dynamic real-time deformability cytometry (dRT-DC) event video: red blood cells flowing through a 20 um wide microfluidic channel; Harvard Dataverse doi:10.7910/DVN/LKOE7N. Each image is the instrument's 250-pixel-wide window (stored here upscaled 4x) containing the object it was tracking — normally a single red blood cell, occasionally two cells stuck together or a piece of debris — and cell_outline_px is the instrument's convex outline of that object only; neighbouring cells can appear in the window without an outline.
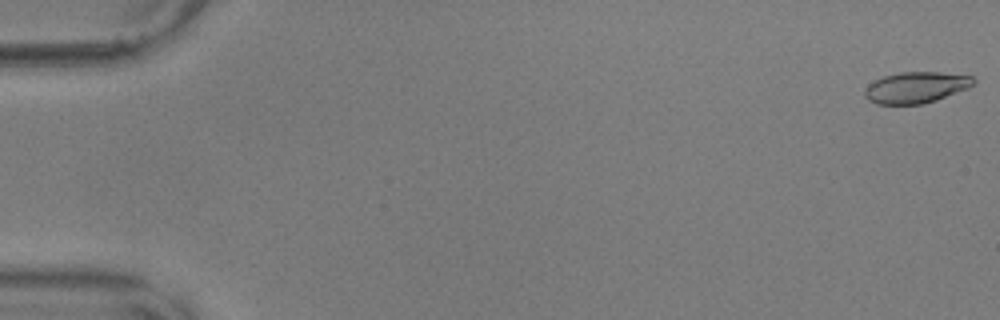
{"species": "common noctule bat (a hibernating species)", "species_latin": "Nyctalus noctula", "temperature_condition": "warm", "stored_images_in_passage": 18, "camera_frame_rate_fps": 3000, "um_per_image_px": 0.085, "animal": {"sex": "male", "body_mass_g": 17.9, "forearm_length_mm": 54.2}, "frame": {"image": 1, "passage_image": 1, "time_ms": 0.0, "image_size_px": [1000, 320], "cell_outline_px": [[976, 80], [968, 88], [936, 100], [924, 104], [876, 104], [868, 100], [864, 96], [864, 88], [868, 84], [884, 76], [900, 72], [940, 72], [972, 76]], "centroid_in_image_um": [77.83, 7.43], "position_along_channel_um": 7.2, "area_um2": 19.77}}
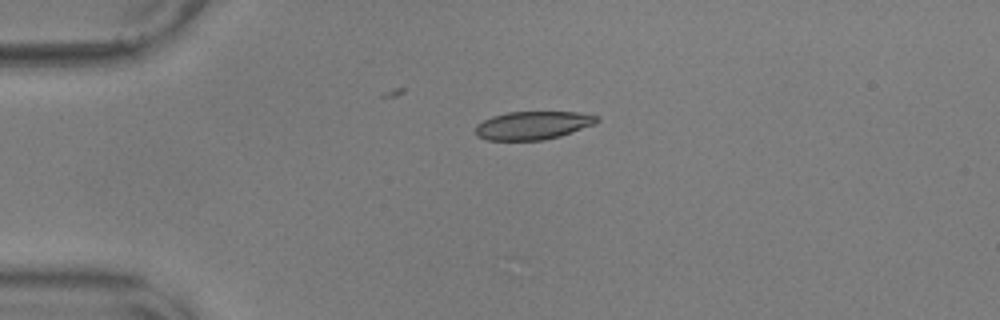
{"frame": {"image": 2, "passage_image": 14, "time_ms": 4.333, "image_size_px": [1000, 320], "cell_outline_px": [[600, 120], [596, 124], [560, 136], [544, 140], [484, 140], [476, 136], [476, 124], [492, 116], [508, 112], [576, 112], [600, 116]], "centroid_in_image_um": [45.31, 10.66], "position_along_channel_um": 39.7, "area_um2": 20.11}}